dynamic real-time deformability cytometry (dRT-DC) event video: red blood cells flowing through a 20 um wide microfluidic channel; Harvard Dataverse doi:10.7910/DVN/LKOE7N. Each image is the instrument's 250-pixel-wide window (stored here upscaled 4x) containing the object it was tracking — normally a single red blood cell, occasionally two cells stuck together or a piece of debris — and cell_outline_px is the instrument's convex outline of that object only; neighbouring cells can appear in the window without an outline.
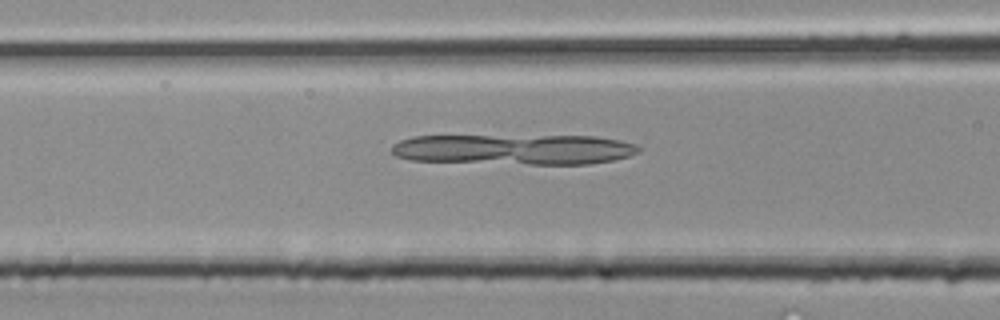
{"species": "common noctule bat (a hibernating species)", "species_latin": "Nyctalus noctula", "temperature_condition": "room temperature", "stored_images_in_passage": 19, "camera_frame_rate_fps": 3000, "um_per_image_px": 0.085, "animal": {"sex": "male", "body_mass_g": 20.4}, "frame": {"image": 1, "passage_image": 14, "time_ms": 4.333, "image_size_px": [1000, 320], "cell_outline_px": [[640, 152], [628, 156], [612, 160], [588, 164], [528, 164], [412, 160], [396, 156], [388, 148], [392, 144], [400, 140], [412, 136], [596, 136], [620, 140], [636, 144], [640, 148]], "centroid_in_image_um": [43.7, 12.69], "position_along_channel_um": 122.9, "area_um2": 43.87}}
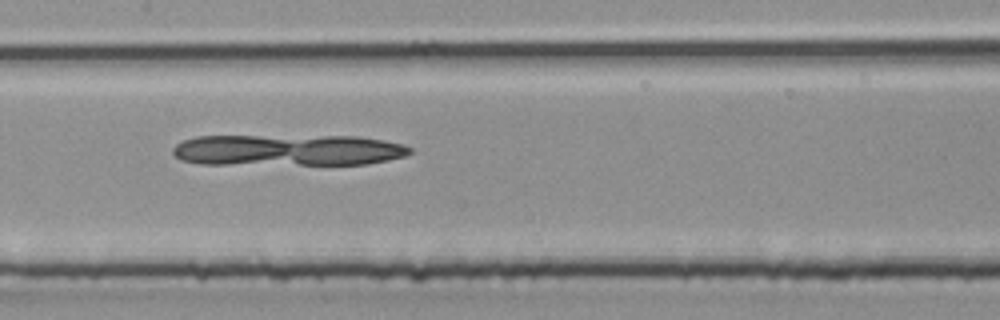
{"frame": {"image": 2, "passage_image": 17, "time_ms": 5.333, "image_size_px": [1000, 320], "cell_outline_px": [[412, 152], [404, 156], [388, 160], [368, 164], [200, 164], [180, 160], [172, 152], [172, 148], [176, 144], [184, 140], [196, 136], [356, 136], [384, 140], [404, 144], [412, 148]], "centroid_in_image_um": [24.47, 12.76], "position_along_channel_um": 182.9, "area_um2": 43.58}}
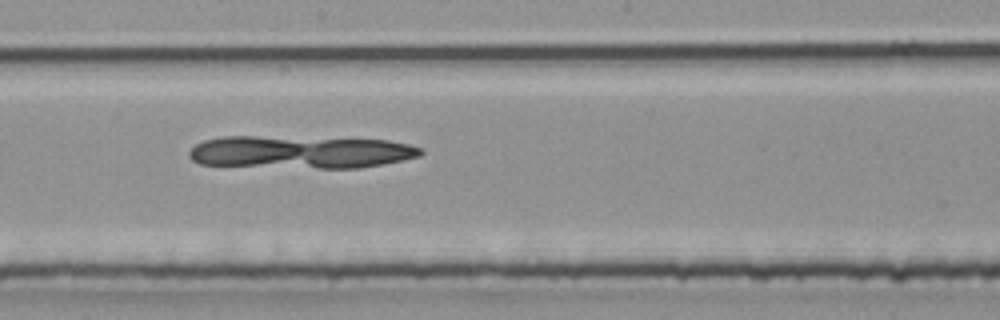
{"frame": {"image": 3, "passage_image": 19, "time_ms": 6.0, "image_size_px": [1000, 320], "cell_outline_px": [[424, 152], [420, 156], [384, 164], [360, 168], [316, 168], [200, 164], [192, 160], [188, 156], [188, 152], [196, 144], [204, 140], [224, 136], [256, 136], [388, 140], [408, 144], [424, 148]], "centroid_in_image_um": [25.57, 12.92], "position_along_channel_um": 222.6, "area_um2": 44.16}}